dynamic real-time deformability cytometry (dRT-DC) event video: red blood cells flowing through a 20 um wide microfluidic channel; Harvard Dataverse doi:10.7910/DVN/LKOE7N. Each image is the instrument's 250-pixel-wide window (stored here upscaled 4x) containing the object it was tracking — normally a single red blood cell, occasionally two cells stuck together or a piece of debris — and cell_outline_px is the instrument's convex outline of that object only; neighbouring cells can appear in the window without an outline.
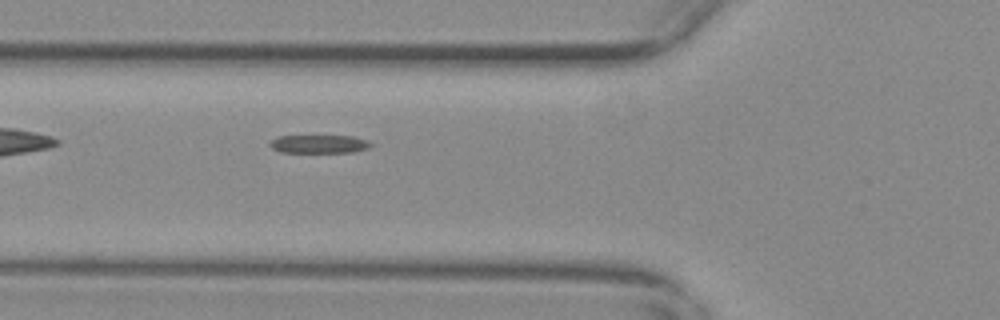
{"species": "common noctule bat (a hibernating species)", "species_latin": "Nyctalus noctula", "temperature_condition": "warm", "stored_images_in_passage": 38, "camera_frame_rate_fps": 3000, "um_per_image_px": 0.085, "animal": {"sex": "female", "body_mass_g": 29.2, "forearm_length_mm": 56.3}, "frame": {"image": 1, "passage_image": 3, "time_ms": 0.667, "image_size_px": [1000, 320], "cell_outline_px": [[372, 144], [368, 148], [352, 152], [280, 152], [272, 148], [268, 144], [276, 136], [352, 136], [364, 140]], "centroid_in_image_um": [27.06, 12.24], "position_along_channel_um": 98.7, "area_um2": 10.58}}
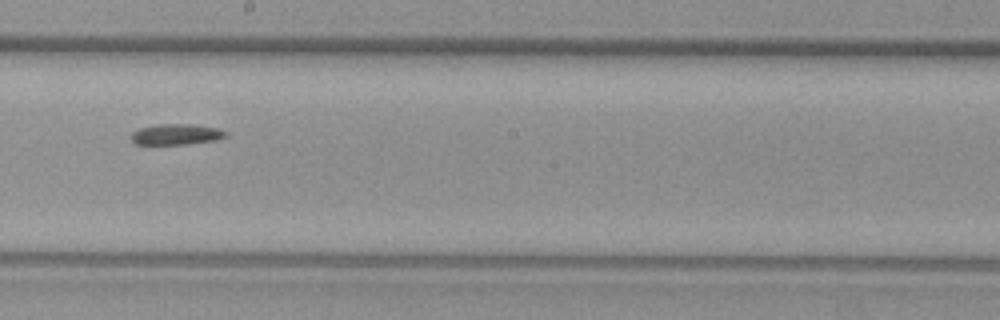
{"frame": {"image": 2, "passage_image": 14, "time_ms": 4.333, "image_size_px": [1000, 320], "cell_outline_px": [[228, 136], [216, 140], [188, 144], [136, 144], [132, 140], [132, 132], [140, 128], [156, 124], [188, 124], [220, 128], [228, 132]], "centroid_in_image_um": [15.04, 11.41], "position_along_channel_um": 233.2, "area_um2": 11.5}}
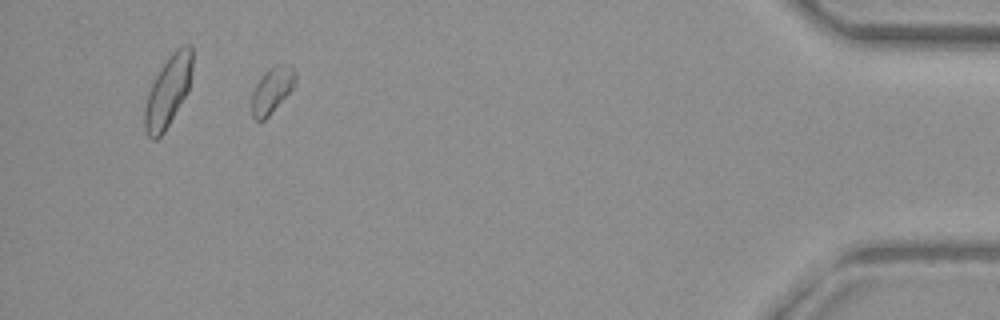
{"frame": {"image": 3, "passage_image": 34, "time_ms": 11.0, "image_size_px": [1000, 320], "cell_outline_px": [[296, 80], [292, 88], [268, 116], [264, 120], [256, 120], [252, 116], [252, 92], [256, 84], [264, 72], [268, 68], [276, 64], [288, 64], [296, 72]], "centroid_in_image_um": [23.11, 7.63], "position_along_channel_um": 412.1, "area_um2": 11.5}}